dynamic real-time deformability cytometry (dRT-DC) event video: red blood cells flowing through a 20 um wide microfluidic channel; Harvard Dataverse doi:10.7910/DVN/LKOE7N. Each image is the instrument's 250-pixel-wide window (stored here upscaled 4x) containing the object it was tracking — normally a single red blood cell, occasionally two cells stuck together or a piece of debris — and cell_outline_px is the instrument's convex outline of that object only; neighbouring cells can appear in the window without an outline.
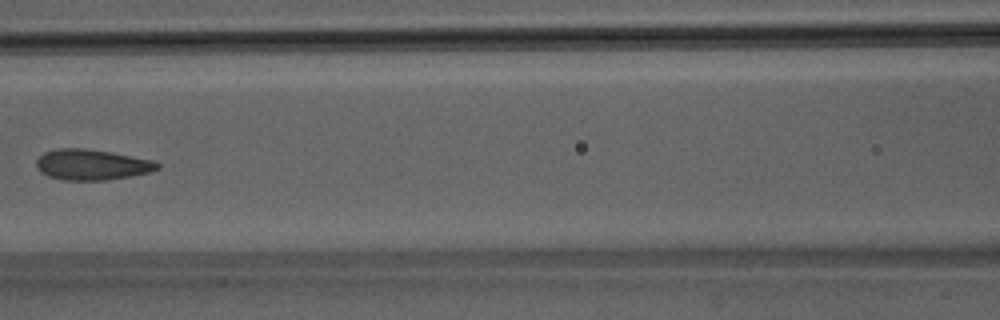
{"species": "Egyptian fruit bat (a non-hibernating species)", "species_latin": "Rousettus aegyptiacus", "temperature_condition": "room temperature", "stored_images_in_passage": 7, "camera_frame_rate_fps": 3000, "um_per_image_px": 0.085, "animal": {"sex": "male"}, "frame": {"image": 1, "passage_image": 7, "time_ms": 2.0, "image_size_px": [1000, 320], "cell_outline_px": [[160, 168], [152, 172], [132, 176], [104, 180], [64, 180], [48, 176], [40, 172], [36, 168], [36, 160], [44, 152], [60, 148], [84, 148], [112, 152], [152, 160], [160, 164]], "centroid_in_image_um": [7.81, 14.0], "position_along_channel_um": 158.8, "area_um2": 21.73}}